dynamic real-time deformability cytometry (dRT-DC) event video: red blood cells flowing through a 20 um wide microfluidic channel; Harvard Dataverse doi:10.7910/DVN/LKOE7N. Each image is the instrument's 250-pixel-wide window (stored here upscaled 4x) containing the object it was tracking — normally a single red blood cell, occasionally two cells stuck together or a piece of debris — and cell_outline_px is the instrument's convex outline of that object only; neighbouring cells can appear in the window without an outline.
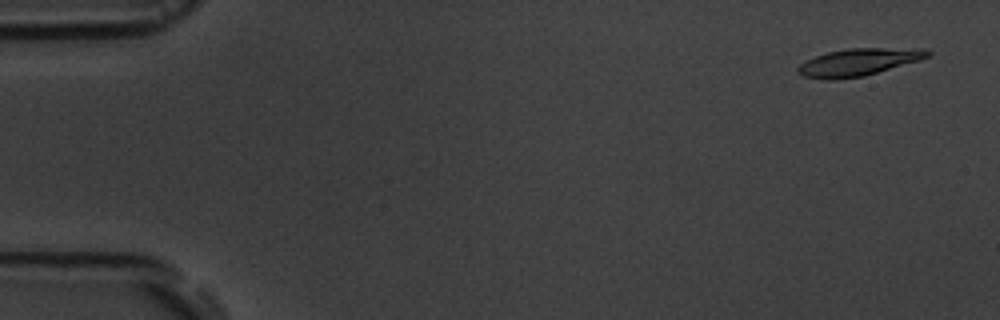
{"species": "common noctule bat (a hibernating species)", "species_latin": "Nyctalus noctula", "temperature_condition": "room temperature", "stored_images_in_passage": 4, "camera_frame_rate_fps": 3000, "um_per_image_px": 0.085, "animal": {"sex": "male", "body_mass_g": 19.5, "forearm_length_mm": 54.6}, "frame": {"image": 1, "passage_image": 1, "time_ms": 0.0, "image_size_px": [1000, 320], "cell_outline_px": [[932, 52], [928, 56], [920, 60], [864, 76], [832, 80], [824, 80], [804, 76], [796, 72], [796, 68], [804, 60], [828, 52], [848, 48], [928, 48]], "centroid_in_image_um": [72.97, 5.28], "position_along_channel_um": 12.0, "area_um2": 20.81}}